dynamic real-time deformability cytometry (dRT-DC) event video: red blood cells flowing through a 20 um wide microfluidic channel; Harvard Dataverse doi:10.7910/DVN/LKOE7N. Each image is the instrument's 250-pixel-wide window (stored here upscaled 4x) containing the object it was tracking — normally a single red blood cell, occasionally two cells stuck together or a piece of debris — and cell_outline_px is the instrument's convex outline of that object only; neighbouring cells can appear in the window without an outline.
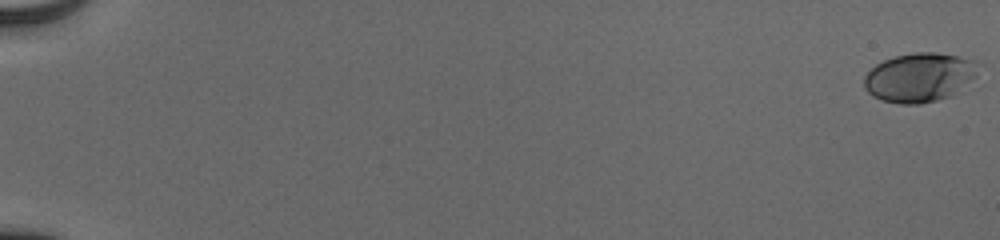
{"species": "human", "species_latin": "Homo sapiens", "temperature_condition": "cold", "stored_images_in_passage": 56, "camera_frame_rate_fps": 3000, "um_per_image_px": 0.085, "donor": {"sex": "male"}, "frame": {"image": 1, "passage_image": 1, "time_ms": 0.0, "image_size_px": [1000, 240], "cell_outline_px": [[976, 76], [948, 96], [936, 100], [920, 104], [900, 104], [880, 100], [872, 96], [864, 88], [864, 76], [876, 64], [884, 60], [896, 56], [912, 52], [936, 52], [976, 60]], "centroid_in_image_um": [78.09, 6.57], "position_along_channel_um": 6.9, "area_um2": 32.31}}
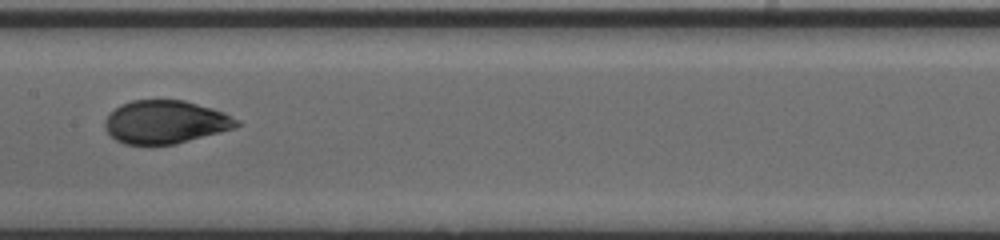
{"frame": {"image": 2, "passage_image": 32, "time_ms": 10.333, "image_size_px": [1000, 240], "cell_outline_px": [[240, 124], [236, 128], [176, 144], [124, 144], [116, 140], [104, 128], [104, 120], [120, 104], [132, 100], [184, 100], [212, 108], [224, 112], [240, 120]], "centroid_in_image_um": [14.08, 10.37], "position_along_channel_um": 193.3, "area_um2": 33.18}}
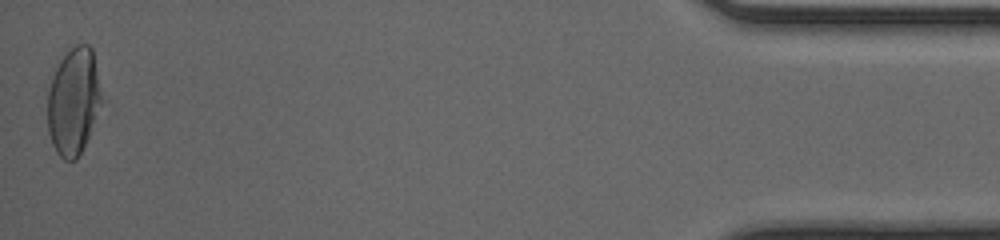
{"frame": {"image": 3, "passage_image": 56, "time_ms": 18.333, "image_size_px": [1000, 240], "cell_outline_px": [[104, 100], [88, 136], [76, 160], [64, 160], [56, 152], [52, 144], [48, 132], [48, 92], [56, 68], [60, 60], [76, 44], [88, 44], [92, 48]], "centroid_in_image_um": [6.27, 8.61], "position_along_channel_um": 428.9, "area_um2": 33.58}, "authors_computed_cell_mechanics": {"area_um2": 32.3391, "velocity_mm_per_s": 3.9113, "shape_relaxation_time_tau1_ms": 3.7338, "shape_relaxation_time_tau2_ms": null, "deformation_change_tau1": 0.1658, "deformation_change_tau2": null}}